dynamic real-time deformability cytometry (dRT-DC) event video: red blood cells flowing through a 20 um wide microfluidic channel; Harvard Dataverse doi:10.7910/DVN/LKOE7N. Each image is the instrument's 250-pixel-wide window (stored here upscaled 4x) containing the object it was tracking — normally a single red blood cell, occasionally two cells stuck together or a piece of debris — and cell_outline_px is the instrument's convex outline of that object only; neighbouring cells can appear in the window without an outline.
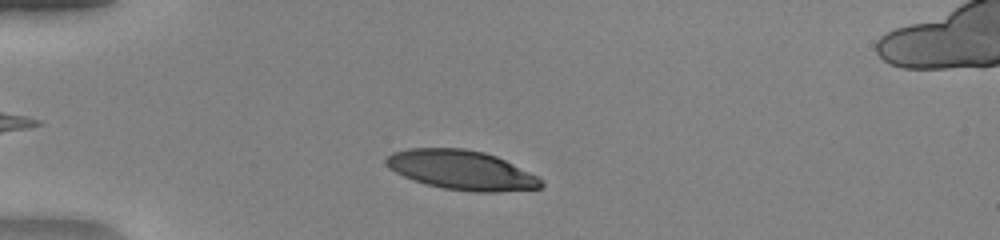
{"species": "human", "species_latin": "Homo sapiens", "temperature_condition": "warm", "stored_images_in_passage": 43, "camera_frame_rate_fps": 3000, "um_per_image_px": 0.085, "donor": {"sex": "female"}, "frame": {"image": 1, "passage_image": 6, "time_ms": 1.667, "image_size_px": [1000, 240], "cell_outline_px": [[544, 184], [540, 188], [496, 192], [472, 192], [444, 188], [412, 180], [388, 168], [384, 160], [392, 152], [408, 148], [464, 148], [484, 152], [496, 156], [536, 176]], "centroid_in_image_um": [39.18, 14.45], "position_along_channel_um": 45.8, "area_um2": 35.32}}
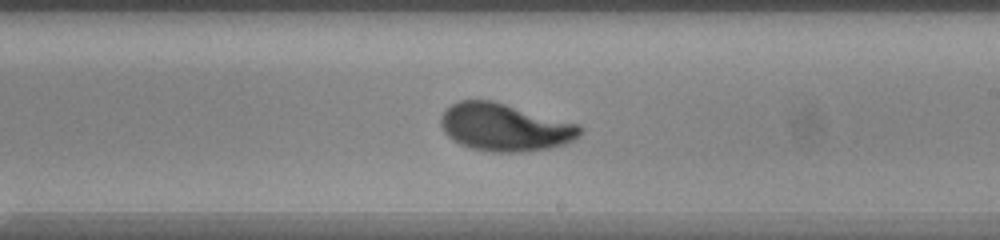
{"frame": {"image": 2, "passage_image": 23, "time_ms": 7.333, "image_size_px": [1000, 240], "cell_outline_px": [[584, 128], [580, 136], [564, 144], [548, 148], [520, 152], [492, 152], [472, 148], [460, 144], [448, 136], [444, 132], [440, 124], [440, 116], [452, 104], [460, 100], [492, 100], [580, 124]], "centroid_in_image_um": [42.92, 10.81], "position_along_channel_um": 246.1, "area_um2": 38.61}}
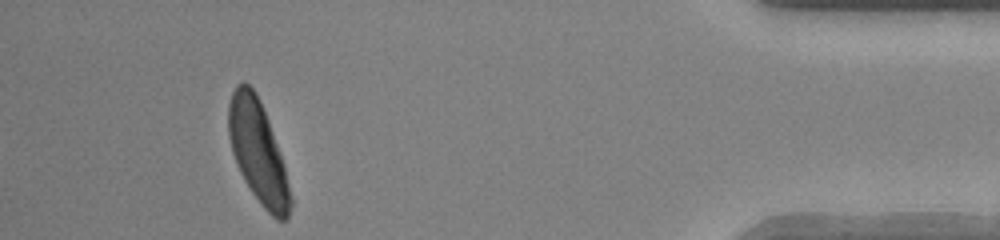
{"frame": {"image": 3, "passage_image": 39, "time_ms": 12.667, "image_size_px": [1000, 240], "cell_outline_px": [[292, 204], [288, 216], [284, 220], [276, 220], [260, 204], [244, 180], [240, 172], [232, 152], [228, 136], [228, 104], [232, 92], [236, 84], [244, 80], [256, 92], [260, 100], [268, 120], [284, 168], [292, 200]], "centroid_in_image_um": [21.89, 12.89], "position_along_channel_um": 413.3, "area_um2": 36.41}, "authors_computed_cell_mechanics": {"area_um2": 37.0498, "velocity_mm_per_s": 4.0988, "shape_relaxation_time_tau1_ms": 3.3133, "shape_relaxation_time_tau2_ms": null, "deformation_change_tau1": 0.2061, "deformation_change_tau2": null}}